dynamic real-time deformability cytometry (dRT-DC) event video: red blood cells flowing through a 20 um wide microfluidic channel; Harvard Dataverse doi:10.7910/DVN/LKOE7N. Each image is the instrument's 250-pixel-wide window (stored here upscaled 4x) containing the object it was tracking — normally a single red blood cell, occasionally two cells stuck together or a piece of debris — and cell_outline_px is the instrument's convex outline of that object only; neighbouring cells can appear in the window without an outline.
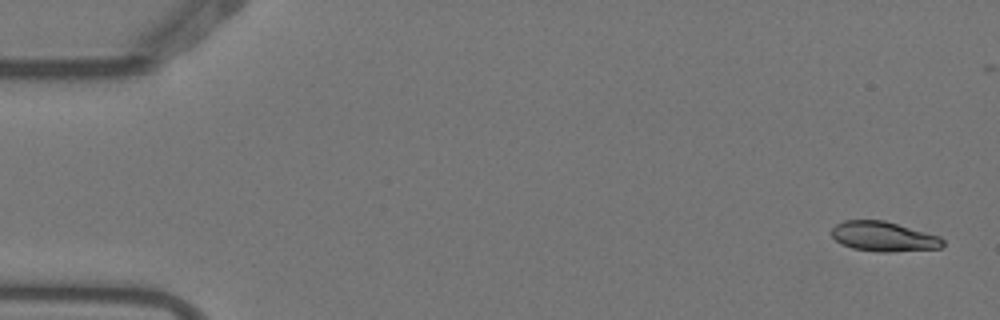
{"species": "Egyptian fruit bat (a non-hibernating species)", "species_latin": "Rousettus aegyptiacus", "temperature_condition": "warm", "stored_images_in_passage": 4, "camera_frame_rate_fps": 3000, "um_per_image_px": 0.085, "animal": {"sex": "female"}, "frame": {"image": 1, "passage_image": 1, "time_ms": 0.0, "image_size_px": [1000, 320], "cell_outline_px": [[944, 244], [940, 248], [892, 252], [876, 252], [852, 248], [840, 244], [832, 236], [832, 228], [836, 224], [844, 220], [884, 220], [940, 236], [944, 240]], "centroid_in_image_um": [75.1, 20.11], "position_along_channel_um": 9.9, "area_um2": 19.42}}
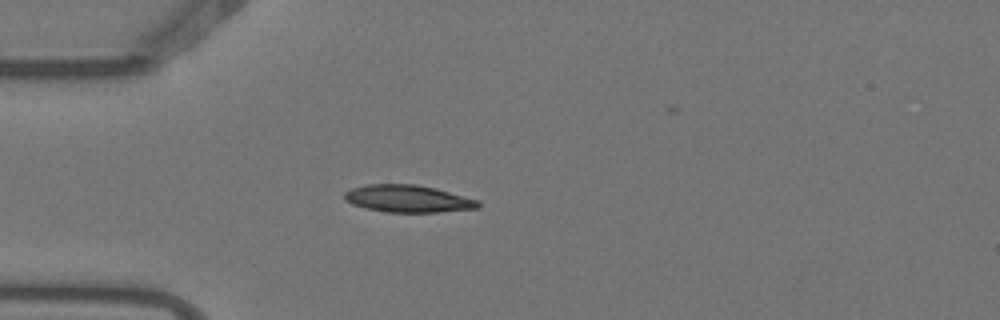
{"frame": {"image": 2, "passage_image": 4, "time_ms": 1.0, "image_size_px": [1000, 320], "cell_outline_px": [[480, 208], [436, 212], [388, 212], [364, 208], [352, 204], [344, 200], [344, 192], [352, 188], [368, 184], [416, 184], [436, 188], [480, 200]], "centroid_in_image_um": [34.68, 16.88], "position_along_channel_um": 50.3, "area_um2": 21.39}}